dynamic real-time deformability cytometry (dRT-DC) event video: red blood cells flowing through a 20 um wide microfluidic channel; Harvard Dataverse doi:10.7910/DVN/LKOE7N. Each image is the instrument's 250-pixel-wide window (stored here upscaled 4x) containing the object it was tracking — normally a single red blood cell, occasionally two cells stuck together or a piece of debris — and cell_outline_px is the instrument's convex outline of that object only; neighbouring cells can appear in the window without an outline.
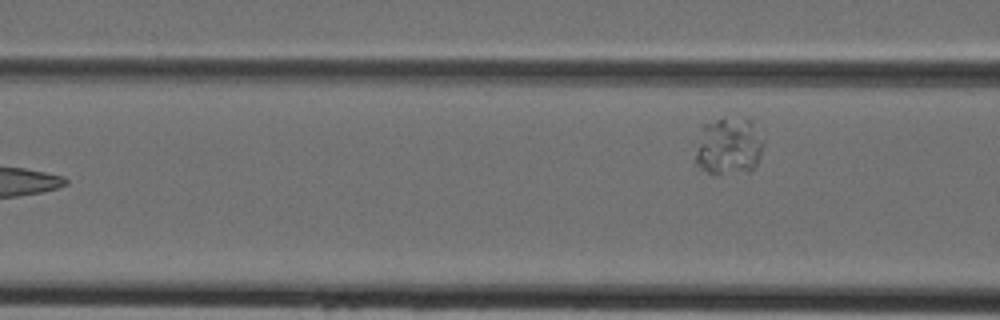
{"species": "Egyptian fruit bat (a non-hibernating species)", "species_latin": "Rousettus aegyptiacus", "temperature_condition": "cold", "stored_images_in_passage": 7, "camera_frame_rate_fps": 3000, "um_per_image_px": 0.085, "animal": {"sex": "female"}, "frame": {"image": 1, "passage_image": 6, "time_ms": 1.667, "image_size_px": [1000, 320], "cell_outline_px": [[764, 144], [760, 156], [752, 172], [712, 176], [692, 164], [700, 124], [724, 116], [752, 116], [764, 140]], "centroid_in_image_um": [61.91, 12.4], "position_along_channel_um": 104.7, "area_um2": 24.97}}